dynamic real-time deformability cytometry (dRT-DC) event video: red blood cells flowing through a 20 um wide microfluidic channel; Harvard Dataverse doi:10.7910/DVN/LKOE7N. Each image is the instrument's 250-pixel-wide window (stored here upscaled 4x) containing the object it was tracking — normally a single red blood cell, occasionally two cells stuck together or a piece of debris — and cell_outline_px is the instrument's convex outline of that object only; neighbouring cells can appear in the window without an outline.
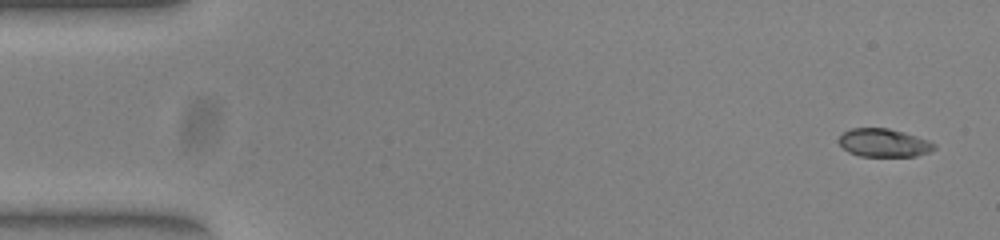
{"species": "common noctule bat (a hibernating species)", "species_latin": "Nyctalus noctula", "temperature_condition": "warm", "stored_images_in_passage": 51, "camera_frame_rate_fps": 3000, "um_per_image_px": 0.085, "animal": {"sex": "female", "body_mass_g": 23.0, "forearm_length_mm": 53.4}, "frame": {"image": 1, "passage_image": 1, "time_ms": 0.0, "image_size_px": [1000, 240], "cell_outline_px": [[936, 148], [928, 152], [916, 156], [860, 156], [848, 152], [836, 140], [844, 132], [852, 128], [888, 128], [904, 132], [928, 140], [936, 144]], "centroid_in_image_um": [75.11, 12.14], "position_along_channel_um": 9.9, "area_um2": 15.66}}
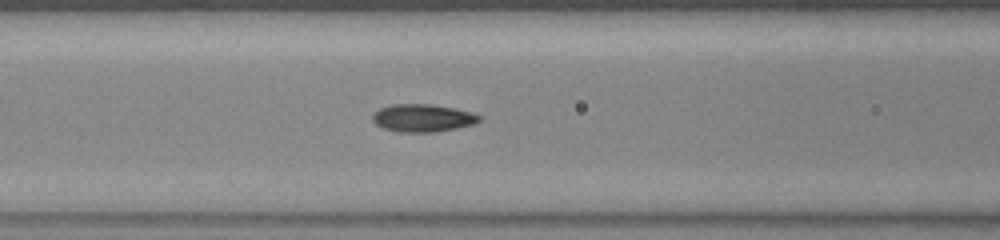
{"frame": {"image": 2, "passage_image": 20, "time_ms": 6.333, "image_size_px": [1000, 240], "cell_outline_px": [[484, 120], [476, 124], [456, 128], [432, 132], [396, 132], [384, 128], [376, 124], [372, 120], [372, 116], [380, 108], [392, 104], [432, 104], [472, 112], [484, 116]], "centroid_in_image_um": [35.99, 10.03], "position_along_channel_um": 130.6, "area_um2": 17.4}}
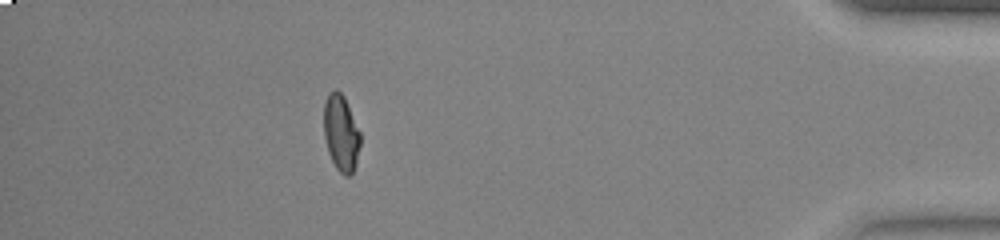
{"frame": {"image": 3, "passage_image": 45, "time_ms": 14.667, "image_size_px": [1000, 240], "cell_outline_px": [[360, 144], [356, 164], [352, 172], [348, 176], [344, 176], [336, 168], [328, 152], [324, 136], [324, 104], [328, 92], [336, 88], [344, 96], [360, 132]], "centroid_in_image_um": [28.98, 11.29], "position_along_channel_um": 406.2, "area_um2": 16.24}, "authors_computed_cell_mechanics": {"area_um2": 16.5886, "velocity_mm_per_s": 3.9585, "shape_relaxation_time_tau1_ms": 5.218, "shape_relaxation_time_tau2_ms": null, "deformation_change_tau1": 0.2002, "deformation_change_tau2": null}}